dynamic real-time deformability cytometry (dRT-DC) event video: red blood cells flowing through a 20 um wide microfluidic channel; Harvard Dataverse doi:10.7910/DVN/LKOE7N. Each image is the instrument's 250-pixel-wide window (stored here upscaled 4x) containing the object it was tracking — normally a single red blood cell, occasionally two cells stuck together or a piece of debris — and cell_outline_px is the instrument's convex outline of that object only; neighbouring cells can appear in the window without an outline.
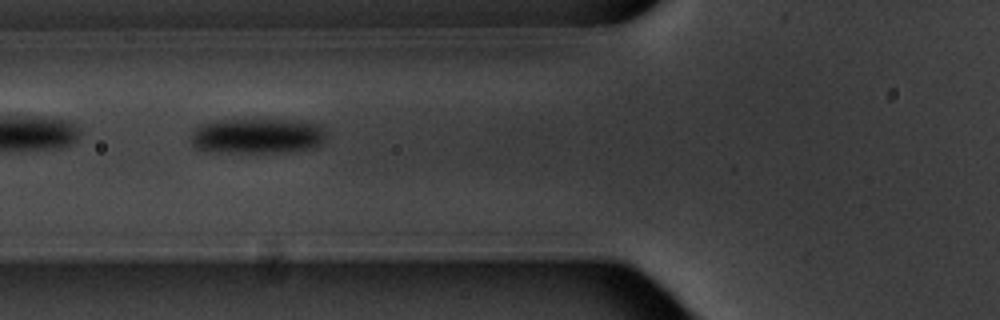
{"species": "common noctule bat (a hibernating species)", "species_latin": "Nyctalus noctula", "temperature_condition": "warm", "stored_images_in_passage": 13, "camera_frame_rate_fps": 3000, "um_per_image_px": 0.085, "animal": {"sex": "male", "body_mass_g": 20.1, "forearm_length_mm": 53.5}, "frame": {"image": 1, "passage_image": 3, "time_ms": 2.333, "image_size_px": [1000, 320], "cell_outline_px": [[328, 136], [316, 148], [284, 152], [228, 152], [196, 148], [192, 144], [192, 136], [196, 128], [200, 124], [216, 120], [308, 120], [324, 128]], "centroid_in_image_um": [21.97, 11.54], "position_along_channel_um": 103.8, "area_um2": 27.92}}
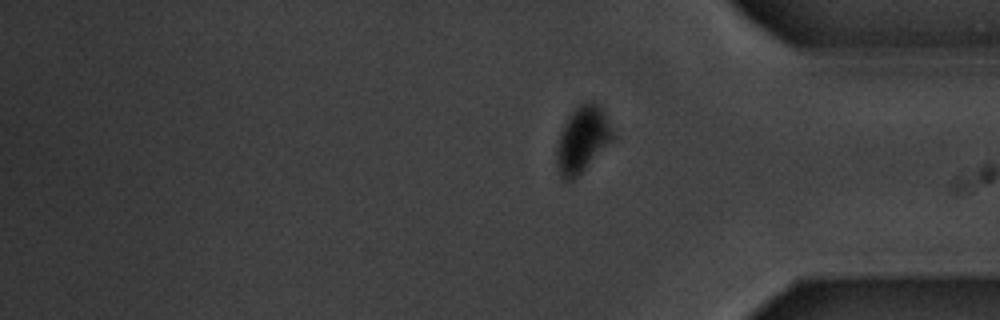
{"frame": {"image": 2, "passage_image": 13, "time_ms": 15.333, "image_size_px": [1000, 320], "cell_outline_px": [[616, 136], [572, 180], [564, 180], [560, 176], [556, 164], [556, 144], [560, 132], [568, 116], [580, 104], [588, 100], [592, 100], [604, 112]], "centroid_in_image_um": [49.48, 11.82], "position_along_channel_um": 385.7, "area_um2": 21.27}, "authors_computed_cell_mechanics": {"area_um2": 27.9174, "velocity_mm_per_s": 3.4948, "shape_relaxation_time_tau1_ms": 3.7328, "shape_relaxation_time_tau2_ms": null, "deformation_change_tau1": 0.169, "deformation_change_tau2": null}}